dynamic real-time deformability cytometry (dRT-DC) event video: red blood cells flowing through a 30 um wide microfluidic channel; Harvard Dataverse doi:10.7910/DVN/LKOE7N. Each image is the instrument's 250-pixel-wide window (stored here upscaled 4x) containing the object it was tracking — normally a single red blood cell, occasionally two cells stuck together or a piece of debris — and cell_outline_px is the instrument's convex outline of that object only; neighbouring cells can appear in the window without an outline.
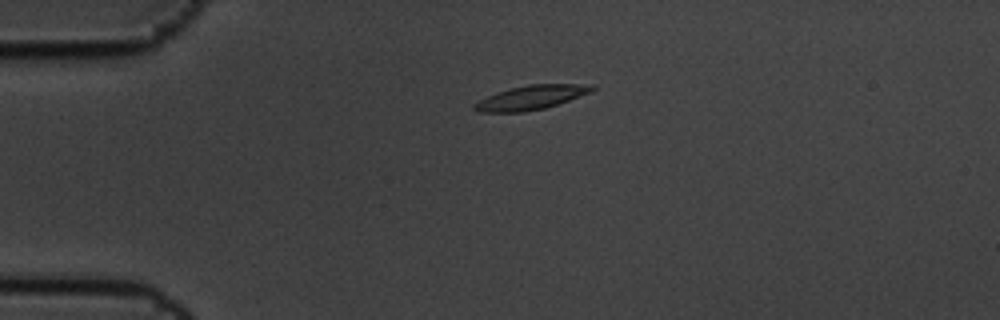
{"species": "common noctule bat (a hibernating species)", "species_latin": "Nyctalus noctula", "temperature_condition": "cold", "stored_images_in_passage": 2, "camera_frame_rate_fps": 3000, "um_per_image_px": 0.085, "animal": {"sex": "male", "body_mass_g": 19.5, "forearm_length_mm": 54.6}, "frame": {"image": 1, "passage_image": 1, "time_ms": 0.0, "image_size_px": [1000, 320], "cell_outline_px": [[596, 88], [592, 92], [544, 108], [524, 112], [476, 112], [472, 108], [472, 104], [496, 92], [528, 84], [596, 84]], "centroid_in_image_um": [45.14, 8.28], "position_along_channel_um": 39.9, "area_um2": 16.59}}